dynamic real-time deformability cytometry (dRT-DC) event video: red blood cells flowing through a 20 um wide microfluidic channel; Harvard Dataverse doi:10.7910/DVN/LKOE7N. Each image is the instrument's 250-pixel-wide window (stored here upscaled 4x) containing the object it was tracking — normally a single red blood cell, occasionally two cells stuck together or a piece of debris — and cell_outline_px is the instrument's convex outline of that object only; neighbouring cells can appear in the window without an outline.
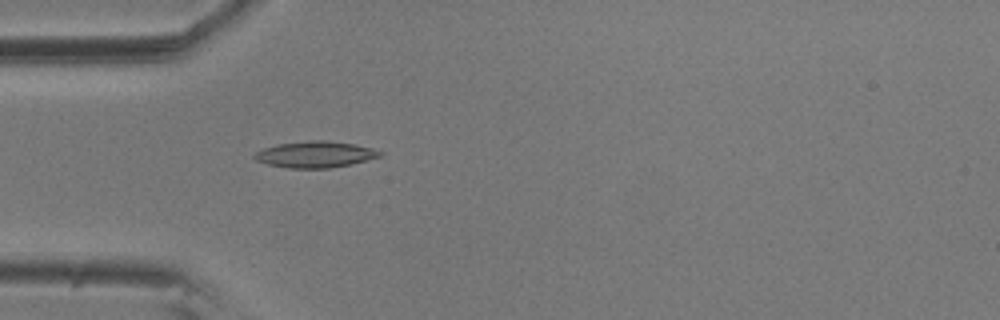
{"species": "common noctule bat (a hibernating species)", "species_latin": "Nyctalus noctula", "temperature_condition": "room temperature", "stored_images_in_passage": 5, "camera_frame_rate_fps": 3000, "um_per_image_px": 0.085, "animal": {"sex": "male", "body_mass_g": 20.5, "forearm_length_mm": 52.5}, "frame": {"image": 1, "passage_image": 5, "time_ms": 1.333, "image_size_px": [1000, 320], "cell_outline_px": [[384, 152], [380, 156], [348, 164], [328, 168], [288, 168], [268, 164], [256, 160], [252, 156], [256, 152], [264, 148], [276, 144], [312, 140], [328, 140], [356, 144], [372, 148]], "centroid_in_image_um": [26.77, 13.11], "position_along_channel_um": 58.2, "area_um2": 19.07}}